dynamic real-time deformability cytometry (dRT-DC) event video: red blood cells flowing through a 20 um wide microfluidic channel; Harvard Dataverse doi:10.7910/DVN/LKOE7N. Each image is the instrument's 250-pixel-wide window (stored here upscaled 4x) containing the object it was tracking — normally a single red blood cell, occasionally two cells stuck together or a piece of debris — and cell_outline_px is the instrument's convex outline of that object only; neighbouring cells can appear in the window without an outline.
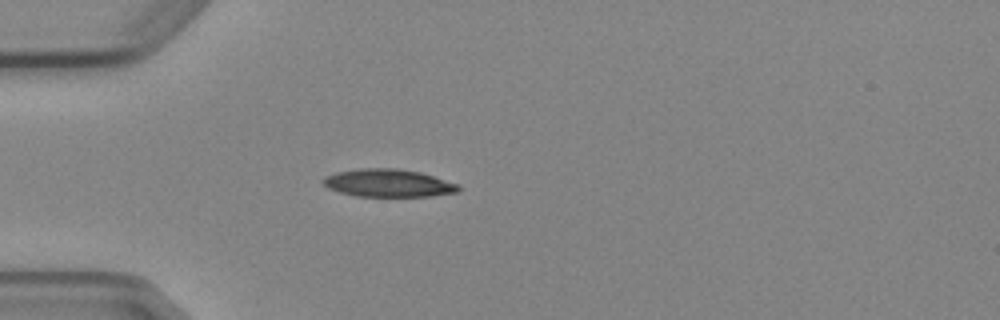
{"species": "Egyptian fruit bat (a non-hibernating species)", "species_latin": "Rousettus aegyptiacus", "temperature_condition": "cold", "stored_images_in_passage": 4, "camera_frame_rate_fps": 3000, "um_per_image_px": 0.085, "animal": {"sex": "female"}, "frame": {"image": 1, "passage_image": 3, "time_ms": 3.333, "image_size_px": [1000, 320], "cell_outline_px": [[460, 188], [456, 192], [432, 196], [356, 196], [340, 192], [328, 188], [320, 180], [324, 176], [336, 172], [360, 168], [396, 168], [420, 172], [460, 184]], "centroid_in_image_um": [32.99, 15.55], "position_along_channel_um": 52.0, "area_um2": 21.96}}